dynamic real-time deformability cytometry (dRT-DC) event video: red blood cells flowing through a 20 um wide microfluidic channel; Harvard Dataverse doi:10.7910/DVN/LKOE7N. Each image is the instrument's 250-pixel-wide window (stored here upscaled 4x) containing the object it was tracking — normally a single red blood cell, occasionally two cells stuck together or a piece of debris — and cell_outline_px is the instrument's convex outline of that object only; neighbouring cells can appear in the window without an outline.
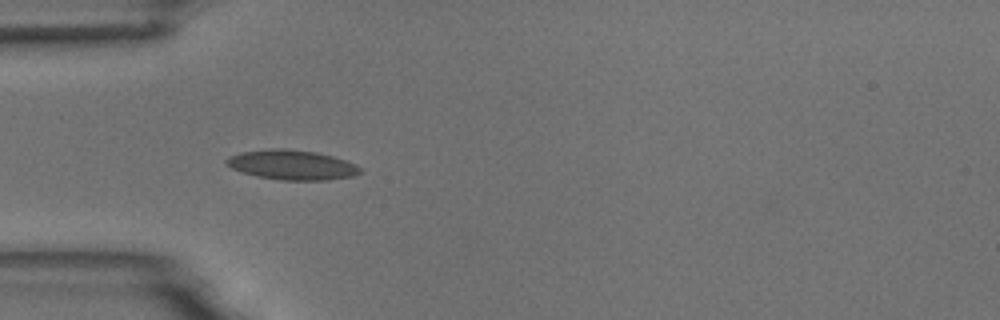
{"species": "common noctule bat (a hibernating species)", "species_latin": "Nyctalus noctula", "temperature_condition": "room temperature", "stored_images_in_passage": 15, "camera_frame_rate_fps": 3000, "um_per_image_px": 0.085, "animal": {"sex": "male", "body_mass_g": 18.8}, "frame": {"image": 1, "passage_image": 5, "time_ms": 5.667, "image_size_px": [1000, 320], "cell_outline_px": [[364, 172], [352, 176], [328, 180], [280, 180], [256, 176], [240, 172], [224, 164], [224, 160], [228, 156], [244, 152], [272, 148], [284, 148], [316, 152], [332, 156], [356, 164], [364, 168]], "centroid_in_image_um": [24.82, 14.02], "position_along_channel_um": 60.2, "area_um2": 23.41}}
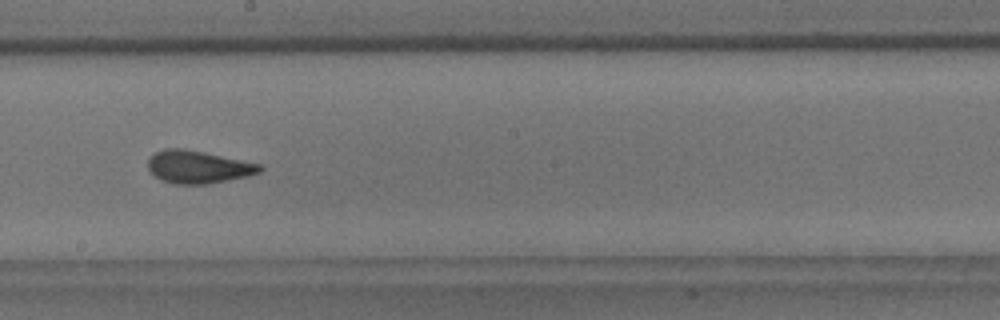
{"frame": {"image": 2, "passage_image": 9, "time_ms": 10.333, "image_size_px": [1000, 320], "cell_outline_px": [[264, 168], [260, 172], [248, 176], [208, 184], [176, 184], [160, 180], [148, 168], [148, 160], [156, 152], [164, 148], [184, 148], [264, 164]], "centroid_in_image_um": [16.89, 14.18], "position_along_channel_um": 231.3, "area_um2": 21.44}, "authors_computed_cell_mechanics": {"area_um2": 20.6924, "velocity_mm_per_s": 3.7143, "shape_relaxation_time_tau1_ms": 7.6618, "shape_relaxation_time_tau2_ms": 1.2315, "deformation_change_tau1": 0.157, "deformation_change_tau2": 0.0524}}